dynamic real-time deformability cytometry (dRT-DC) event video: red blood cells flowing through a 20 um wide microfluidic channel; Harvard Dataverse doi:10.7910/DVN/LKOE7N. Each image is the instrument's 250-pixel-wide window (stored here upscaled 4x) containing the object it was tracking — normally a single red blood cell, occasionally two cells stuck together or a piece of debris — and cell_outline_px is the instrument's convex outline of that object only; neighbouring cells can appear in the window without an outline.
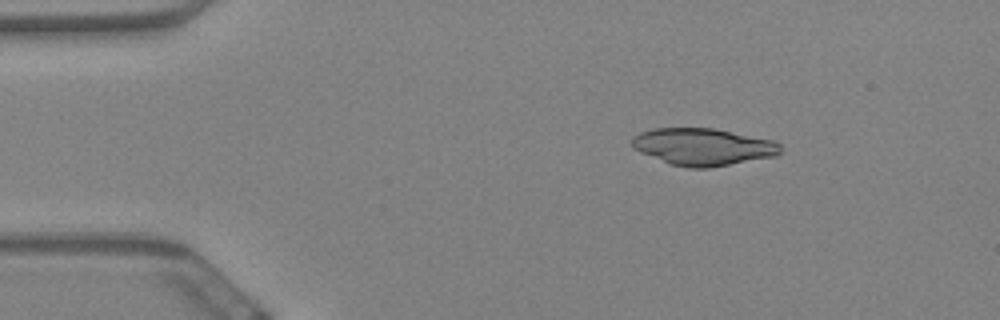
{"species": "Egyptian fruit bat (a non-hibernating species)", "species_latin": "Rousettus aegyptiacus", "temperature_condition": "warm", "stored_images_in_passage": 28, "camera_frame_rate_fps": 3000, "um_per_image_px": 0.085, "animal": {"sex": "female"}, "frame": {"image": 1, "passage_image": 9, "time_ms": 2.667, "image_size_px": [1000, 320], "cell_outline_px": [[784, 152], [776, 156], [708, 168], [688, 168], [672, 164], [640, 152], [632, 148], [632, 136], [640, 132], [652, 128], [716, 128], [776, 140], [784, 148]], "centroid_in_image_um": [59.82, 12.46], "position_along_channel_um": 25.2, "area_um2": 32.54}}
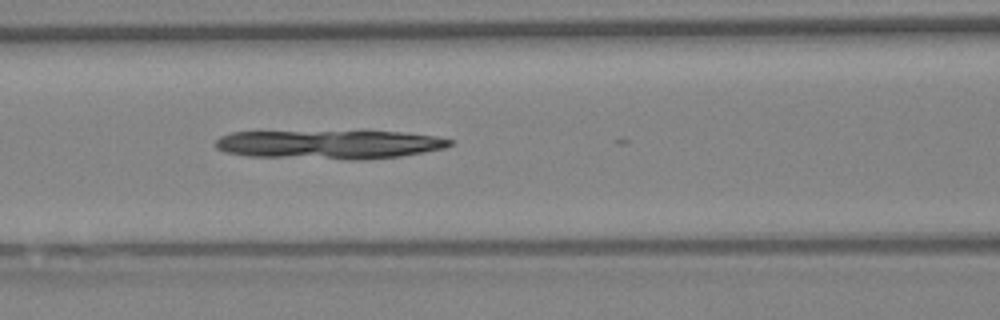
{"frame": {"image": 2, "passage_image": 25, "time_ms": 8.0, "image_size_px": [1000, 320], "cell_outline_px": [[452, 144], [444, 148], [424, 152], [400, 156], [364, 160], [348, 160], [248, 156], [224, 152], [216, 148], [216, 140], [220, 136], [232, 132], [400, 132], [436, 136], [452, 140]], "centroid_in_image_um": [27.98, 12.3], "position_along_channel_um": 138.6, "area_um2": 39.3}}